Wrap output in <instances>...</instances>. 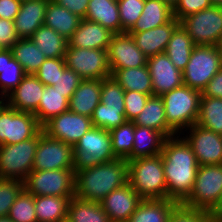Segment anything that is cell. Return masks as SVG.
<instances>
[{"mask_svg":"<svg viewBox=\"0 0 222 222\" xmlns=\"http://www.w3.org/2000/svg\"><path fill=\"white\" fill-rule=\"evenodd\" d=\"M167 199L182 204L192 192L198 163L190 145L181 136L165 139L162 152Z\"/></svg>","mask_w":222,"mask_h":222,"instance_id":"1","label":"cell"},{"mask_svg":"<svg viewBox=\"0 0 222 222\" xmlns=\"http://www.w3.org/2000/svg\"><path fill=\"white\" fill-rule=\"evenodd\" d=\"M128 183V161L116 158L110 162L77 165L74 196L85 201L101 202L113 190Z\"/></svg>","mask_w":222,"mask_h":222,"instance_id":"2","label":"cell"},{"mask_svg":"<svg viewBox=\"0 0 222 222\" xmlns=\"http://www.w3.org/2000/svg\"><path fill=\"white\" fill-rule=\"evenodd\" d=\"M128 183L143 199H166L167 186L161 154L128 160Z\"/></svg>","mask_w":222,"mask_h":222,"instance_id":"3","label":"cell"},{"mask_svg":"<svg viewBox=\"0 0 222 222\" xmlns=\"http://www.w3.org/2000/svg\"><path fill=\"white\" fill-rule=\"evenodd\" d=\"M201 91L182 85L161 95L167 124L177 133L196 124L199 116Z\"/></svg>","mask_w":222,"mask_h":222,"instance_id":"4","label":"cell"},{"mask_svg":"<svg viewBox=\"0 0 222 222\" xmlns=\"http://www.w3.org/2000/svg\"><path fill=\"white\" fill-rule=\"evenodd\" d=\"M222 68V46H195L182 71L183 85L203 91L207 83Z\"/></svg>","mask_w":222,"mask_h":222,"instance_id":"5","label":"cell"},{"mask_svg":"<svg viewBox=\"0 0 222 222\" xmlns=\"http://www.w3.org/2000/svg\"><path fill=\"white\" fill-rule=\"evenodd\" d=\"M221 195L222 164L198 166L192 192L182 205L211 213Z\"/></svg>","mask_w":222,"mask_h":222,"instance_id":"6","label":"cell"},{"mask_svg":"<svg viewBox=\"0 0 222 222\" xmlns=\"http://www.w3.org/2000/svg\"><path fill=\"white\" fill-rule=\"evenodd\" d=\"M124 94L112 76L102 79L100 103L91 116L94 127L110 131L126 122Z\"/></svg>","mask_w":222,"mask_h":222,"instance_id":"7","label":"cell"},{"mask_svg":"<svg viewBox=\"0 0 222 222\" xmlns=\"http://www.w3.org/2000/svg\"><path fill=\"white\" fill-rule=\"evenodd\" d=\"M40 132L31 139L11 145H0V179L25 181L33 169Z\"/></svg>","mask_w":222,"mask_h":222,"instance_id":"8","label":"cell"},{"mask_svg":"<svg viewBox=\"0 0 222 222\" xmlns=\"http://www.w3.org/2000/svg\"><path fill=\"white\" fill-rule=\"evenodd\" d=\"M179 22L196 46H222V6L212 5Z\"/></svg>","mask_w":222,"mask_h":222,"instance_id":"9","label":"cell"},{"mask_svg":"<svg viewBox=\"0 0 222 222\" xmlns=\"http://www.w3.org/2000/svg\"><path fill=\"white\" fill-rule=\"evenodd\" d=\"M75 169L32 170L24 189L35 196L74 197Z\"/></svg>","mask_w":222,"mask_h":222,"instance_id":"10","label":"cell"},{"mask_svg":"<svg viewBox=\"0 0 222 222\" xmlns=\"http://www.w3.org/2000/svg\"><path fill=\"white\" fill-rule=\"evenodd\" d=\"M41 130L42 126L31 112L17 111L7 104L0 110V145L26 141Z\"/></svg>","mask_w":222,"mask_h":222,"instance_id":"11","label":"cell"},{"mask_svg":"<svg viewBox=\"0 0 222 222\" xmlns=\"http://www.w3.org/2000/svg\"><path fill=\"white\" fill-rule=\"evenodd\" d=\"M77 165L102 164L115 160L109 130L92 127L74 145Z\"/></svg>","mask_w":222,"mask_h":222,"instance_id":"12","label":"cell"},{"mask_svg":"<svg viewBox=\"0 0 222 222\" xmlns=\"http://www.w3.org/2000/svg\"><path fill=\"white\" fill-rule=\"evenodd\" d=\"M73 146L40 131L32 170L76 169Z\"/></svg>","mask_w":222,"mask_h":222,"instance_id":"13","label":"cell"},{"mask_svg":"<svg viewBox=\"0 0 222 222\" xmlns=\"http://www.w3.org/2000/svg\"><path fill=\"white\" fill-rule=\"evenodd\" d=\"M65 62L67 68L75 71L83 80L111 77L107 50L78 48L68 43Z\"/></svg>","mask_w":222,"mask_h":222,"instance_id":"14","label":"cell"},{"mask_svg":"<svg viewBox=\"0 0 222 222\" xmlns=\"http://www.w3.org/2000/svg\"><path fill=\"white\" fill-rule=\"evenodd\" d=\"M189 136H183L195 154L199 166L222 164V135L194 124L188 127Z\"/></svg>","mask_w":222,"mask_h":222,"instance_id":"15","label":"cell"},{"mask_svg":"<svg viewBox=\"0 0 222 222\" xmlns=\"http://www.w3.org/2000/svg\"><path fill=\"white\" fill-rule=\"evenodd\" d=\"M92 127L91 117L67 110L49 120L42 129L49 137L74 147L78 140Z\"/></svg>","mask_w":222,"mask_h":222,"instance_id":"16","label":"cell"},{"mask_svg":"<svg viewBox=\"0 0 222 222\" xmlns=\"http://www.w3.org/2000/svg\"><path fill=\"white\" fill-rule=\"evenodd\" d=\"M109 69L138 68L147 65V57L128 33L113 34L107 48Z\"/></svg>","mask_w":222,"mask_h":222,"instance_id":"17","label":"cell"},{"mask_svg":"<svg viewBox=\"0 0 222 222\" xmlns=\"http://www.w3.org/2000/svg\"><path fill=\"white\" fill-rule=\"evenodd\" d=\"M154 96H161L183 85L182 71L164 53L147 58Z\"/></svg>","mask_w":222,"mask_h":222,"instance_id":"18","label":"cell"},{"mask_svg":"<svg viewBox=\"0 0 222 222\" xmlns=\"http://www.w3.org/2000/svg\"><path fill=\"white\" fill-rule=\"evenodd\" d=\"M143 199L126 183L100 202L110 222H127Z\"/></svg>","mask_w":222,"mask_h":222,"instance_id":"19","label":"cell"},{"mask_svg":"<svg viewBox=\"0 0 222 222\" xmlns=\"http://www.w3.org/2000/svg\"><path fill=\"white\" fill-rule=\"evenodd\" d=\"M45 85L32 74H26L21 83L6 97V104L17 111L34 113L38 107Z\"/></svg>","mask_w":222,"mask_h":222,"instance_id":"20","label":"cell"},{"mask_svg":"<svg viewBox=\"0 0 222 222\" xmlns=\"http://www.w3.org/2000/svg\"><path fill=\"white\" fill-rule=\"evenodd\" d=\"M180 22L173 17L168 23L143 32H128L136 46L147 58L164 53L174 30Z\"/></svg>","mask_w":222,"mask_h":222,"instance_id":"21","label":"cell"},{"mask_svg":"<svg viewBox=\"0 0 222 222\" xmlns=\"http://www.w3.org/2000/svg\"><path fill=\"white\" fill-rule=\"evenodd\" d=\"M49 0H30L21 3L14 19V27L20 39L31 38L34 32L44 25Z\"/></svg>","mask_w":222,"mask_h":222,"instance_id":"22","label":"cell"},{"mask_svg":"<svg viewBox=\"0 0 222 222\" xmlns=\"http://www.w3.org/2000/svg\"><path fill=\"white\" fill-rule=\"evenodd\" d=\"M113 33L99 23L81 19L68 43L73 47L107 50Z\"/></svg>","mask_w":222,"mask_h":222,"instance_id":"23","label":"cell"},{"mask_svg":"<svg viewBox=\"0 0 222 222\" xmlns=\"http://www.w3.org/2000/svg\"><path fill=\"white\" fill-rule=\"evenodd\" d=\"M102 79L82 80L69 100V110L91 117L100 103Z\"/></svg>","mask_w":222,"mask_h":222,"instance_id":"24","label":"cell"},{"mask_svg":"<svg viewBox=\"0 0 222 222\" xmlns=\"http://www.w3.org/2000/svg\"><path fill=\"white\" fill-rule=\"evenodd\" d=\"M135 125L161 132L166 138L178 135L166 121L164 103L161 96H150L141 113L133 121Z\"/></svg>","mask_w":222,"mask_h":222,"instance_id":"25","label":"cell"},{"mask_svg":"<svg viewBox=\"0 0 222 222\" xmlns=\"http://www.w3.org/2000/svg\"><path fill=\"white\" fill-rule=\"evenodd\" d=\"M85 19L99 23L113 34H121V22L117 1L89 0Z\"/></svg>","mask_w":222,"mask_h":222,"instance_id":"26","label":"cell"},{"mask_svg":"<svg viewBox=\"0 0 222 222\" xmlns=\"http://www.w3.org/2000/svg\"><path fill=\"white\" fill-rule=\"evenodd\" d=\"M111 76L125 91H137L153 96L152 79L148 66L110 69Z\"/></svg>","mask_w":222,"mask_h":222,"instance_id":"27","label":"cell"},{"mask_svg":"<svg viewBox=\"0 0 222 222\" xmlns=\"http://www.w3.org/2000/svg\"><path fill=\"white\" fill-rule=\"evenodd\" d=\"M173 9L162 0H145L141 16L129 32H143L168 23Z\"/></svg>","mask_w":222,"mask_h":222,"instance_id":"28","label":"cell"},{"mask_svg":"<svg viewBox=\"0 0 222 222\" xmlns=\"http://www.w3.org/2000/svg\"><path fill=\"white\" fill-rule=\"evenodd\" d=\"M165 139L157 130L134 124L132 160L161 154Z\"/></svg>","mask_w":222,"mask_h":222,"instance_id":"29","label":"cell"},{"mask_svg":"<svg viewBox=\"0 0 222 222\" xmlns=\"http://www.w3.org/2000/svg\"><path fill=\"white\" fill-rule=\"evenodd\" d=\"M177 205L167 198L142 200L127 222H167Z\"/></svg>","mask_w":222,"mask_h":222,"instance_id":"30","label":"cell"},{"mask_svg":"<svg viewBox=\"0 0 222 222\" xmlns=\"http://www.w3.org/2000/svg\"><path fill=\"white\" fill-rule=\"evenodd\" d=\"M81 18L72 14L68 9L49 0L44 25L52 28L64 38L69 40L78 28Z\"/></svg>","mask_w":222,"mask_h":222,"instance_id":"31","label":"cell"},{"mask_svg":"<svg viewBox=\"0 0 222 222\" xmlns=\"http://www.w3.org/2000/svg\"><path fill=\"white\" fill-rule=\"evenodd\" d=\"M72 197L35 196L37 222L67 221L68 206Z\"/></svg>","mask_w":222,"mask_h":222,"instance_id":"32","label":"cell"},{"mask_svg":"<svg viewBox=\"0 0 222 222\" xmlns=\"http://www.w3.org/2000/svg\"><path fill=\"white\" fill-rule=\"evenodd\" d=\"M69 110V100L53 86H45L38 109L33 113L43 127L53 117Z\"/></svg>","mask_w":222,"mask_h":222,"instance_id":"33","label":"cell"},{"mask_svg":"<svg viewBox=\"0 0 222 222\" xmlns=\"http://www.w3.org/2000/svg\"><path fill=\"white\" fill-rule=\"evenodd\" d=\"M22 66L13 58L11 49L0 50V97H6L25 76Z\"/></svg>","mask_w":222,"mask_h":222,"instance_id":"34","label":"cell"},{"mask_svg":"<svg viewBox=\"0 0 222 222\" xmlns=\"http://www.w3.org/2000/svg\"><path fill=\"white\" fill-rule=\"evenodd\" d=\"M31 39L47 58H65L68 40L52 28L40 26Z\"/></svg>","mask_w":222,"mask_h":222,"instance_id":"35","label":"cell"},{"mask_svg":"<svg viewBox=\"0 0 222 222\" xmlns=\"http://www.w3.org/2000/svg\"><path fill=\"white\" fill-rule=\"evenodd\" d=\"M195 46L196 45L193 43L191 37L183 27L179 25L174 30L168 42L165 54L177 69L183 71L189 62L191 52Z\"/></svg>","mask_w":222,"mask_h":222,"instance_id":"36","label":"cell"},{"mask_svg":"<svg viewBox=\"0 0 222 222\" xmlns=\"http://www.w3.org/2000/svg\"><path fill=\"white\" fill-rule=\"evenodd\" d=\"M10 49L13 58L22 66L25 74L34 75L47 59L31 38L19 39Z\"/></svg>","mask_w":222,"mask_h":222,"instance_id":"37","label":"cell"},{"mask_svg":"<svg viewBox=\"0 0 222 222\" xmlns=\"http://www.w3.org/2000/svg\"><path fill=\"white\" fill-rule=\"evenodd\" d=\"M67 222H110L100 202L72 197L68 206Z\"/></svg>","mask_w":222,"mask_h":222,"instance_id":"38","label":"cell"},{"mask_svg":"<svg viewBox=\"0 0 222 222\" xmlns=\"http://www.w3.org/2000/svg\"><path fill=\"white\" fill-rule=\"evenodd\" d=\"M197 125L222 135V98L201 95Z\"/></svg>","mask_w":222,"mask_h":222,"instance_id":"39","label":"cell"},{"mask_svg":"<svg viewBox=\"0 0 222 222\" xmlns=\"http://www.w3.org/2000/svg\"><path fill=\"white\" fill-rule=\"evenodd\" d=\"M112 150L117 158L132 160L134 123L126 121L124 124L110 130Z\"/></svg>","mask_w":222,"mask_h":222,"instance_id":"40","label":"cell"},{"mask_svg":"<svg viewBox=\"0 0 222 222\" xmlns=\"http://www.w3.org/2000/svg\"><path fill=\"white\" fill-rule=\"evenodd\" d=\"M7 217L13 222H37L34 196L23 189L10 207Z\"/></svg>","mask_w":222,"mask_h":222,"instance_id":"41","label":"cell"},{"mask_svg":"<svg viewBox=\"0 0 222 222\" xmlns=\"http://www.w3.org/2000/svg\"><path fill=\"white\" fill-rule=\"evenodd\" d=\"M145 0H120L118 1L121 33L129 32L142 14Z\"/></svg>","mask_w":222,"mask_h":222,"instance_id":"42","label":"cell"},{"mask_svg":"<svg viewBox=\"0 0 222 222\" xmlns=\"http://www.w3.org/2000/svg\"><path fill=\"white\" fill-rule=\"evenodd\" d=\"M24 189L20 180L0 179V217L8 216L10 207Z\"/></svg>","mask_w":222,"mask_h":222,"instance_id":"43","label":"cell"},{"mask_svg":"<svg viewBox=\"0 0 222 222\" xmlns=\"http://www.w3.org/2000/svg\"><path fill=\"white\" fill-rule=\"evenodd\" d=\"M66 68L65 58H47L34 75L45 86H53Z\"/></svg>","mask_w":222,"mask_h":222,"instance_id":"44","label":"cell"},{"mask_svg":"<svg viewBox=\"0 0 222 222\" xmlns=\"http://www.w3.org/2000/svg\"><path fill=\"white\" fill-rule=\"evenodd\" d=\"M167 222H213L209 212L178 204Z\"/></svg>","mask_w":222,"mask_h":222,"instance_id":"45","label":"cell"},{"mask_svg":"<svg viewBox=\"0 0 222 222\" xmlns=\"http://www.w3.org/2000/svg\"><path fill=\"white\" fill-rule=\"evenodd\" d=\"M150 95L143 94L137 91H125L124 107L126 114V121L133 122L135 118L141 113Z\"/></svg>","mask_w":222,"mask_h":222,"instance_id":"46","label":"cell"},{"mask_svg":"<svg viewBox=\"0 0 222 222\" xmlns=\"http://www.w3.org/2000/svg\"><path fill=\"white\" fill-rule=\"evenodd\" d=\"M82 80L83 79L75 71L66 68L63 73L60 74L59 79L55 82L53 87L70 100Z\"/></svg>","mask_w":222,"mask_h":222,"instance_id":"47","label":"cell"},{"mask_svg":"<svg viewBox=\"0 0 222 222\" xmlns=\"http://www.w3.org/2000/svg\"><path fill=\"white\" fill-rule=\"evenodd\" d=\"M212 6L211 0H179L173 8V17L178 21Z\"/></svg>","mask_w":222,"mask_h":222,"instance_id":"48","label":"cell"},{"mask_svg":"<svg viewBox=\"0 0 222 222\" xmlns=\"http://www.w3.org/2000/svg\"><path fill=\"white\" fill-rule=\"evenodd\" d=\"M19 39L14 21L0 19V50L10 49Z\"/></svg>","mask_w":222,"mask_h":222,"instance_id":"49","label":"cell"},{"mask_svg":"<svg viewBox=\"0 0 222 222\" xmlns=\"http://www.w3.org/2000/svg\"><path fill=\"white\" fill-rule=\"evenodd\" d=\"M56 4L68 9L72 14L85 19L89 0H52Z\"/></svg>","mask_w":222,"mask_h":222,"instance_id":"50","label":"cell"},{"mask_svg":"<svg viewBox=\"0 0 222 222\" xmlns=\"http://www.w3.org/2000/svg\"><path fill=\"white\" fill-rule=\"evenodd\" d=\"M201 94L211 98H222V68L207 83Z\"/></svg>","mask_w":222,"mask_h":222,"instance_id":"51","label":"cell"},{"mask_svg":"<svg viewBox=\"0 0 222 222\" xmlns=\"http://www.w3.org/2000/svg\"><path fill=\"white\" fill-rule=\"evenodd\" d=\"M21 3L19 0H0V19L14 21L20 10Z\"/></svg>","mask_w":222,"mask_h":222,"instance_id":"52","label":"cell"},{"mask_svg":"<svg viewBox=\"0 0 222 222\" xmlns=\"http://www.w3.org/2000/svg\"><path fill=\"white\" fill-rule=\"evenodd\" d=\"M213 222H222V195L214 210L210 213Z\"/></svg>","mask_w":222,"mask_h":222,"instance_id":"53","label":"cell"},{"mask_svg":"<svg viewBox=\"0 0 222 222\" xmlns=\"http://www.w3.org/2000/svg\"><path fill=\"white\" fill-rule=\"evenodd\" d=\"M162 1L168 4L173 9L179 0H162Z\"/></svg>","mask_w":222,"mask_h":222,"instance_id":"54","label":"cell"},{"mask_svg":"<svg viewBox=\"0 0 222 222\" xmlns=\"http://www.w3.org/2000/svg\"><path fill=\"white\" fill-rule=\"evenodd\" d=\"M212 5L222 6V0H211Z\"/></svg>","mask_w":222,"mask_h":222,"instance_id":"55","label":"cell"},{"mask_svg":"<svg viewBox=\"0 0 222 222\" xmlns=\"http://www.w3.org/2000/svg\"><path fill=\"white\" fill-rule=\"evenodd\" d=\"M6 105V100L4 97H0V110Z\"/></svg>","mask_w":222,"mask_h":222,"instance_id":"56","label":"cell"},{"mask_svg":"<svg viewBox=\"0 0 222 222\" xmlns=\"http://www.w3.org/2000/svg\"><path fill=\"white\" fill-rule=\"evenodd\" d=\"M0 222H13V221H11V220L6 216V217H0Z\"/></svg>","mask_w":222,"mask_h":222,"instance_id":"57","label":"cell"},{"mask_svg":"<svg viewBox=\"0 0 222 222\" xmlns=\"http://www.w3.org/2000/svg\"><path fill=\"white\" fill-rule=\"evenodd\" d=\"M19 1H21V2H26V1H30V0H19Z\"/></svg>","mask_w":222,"mask_h":222,"instance_id":"58","label":"cell"}]
</instances>
